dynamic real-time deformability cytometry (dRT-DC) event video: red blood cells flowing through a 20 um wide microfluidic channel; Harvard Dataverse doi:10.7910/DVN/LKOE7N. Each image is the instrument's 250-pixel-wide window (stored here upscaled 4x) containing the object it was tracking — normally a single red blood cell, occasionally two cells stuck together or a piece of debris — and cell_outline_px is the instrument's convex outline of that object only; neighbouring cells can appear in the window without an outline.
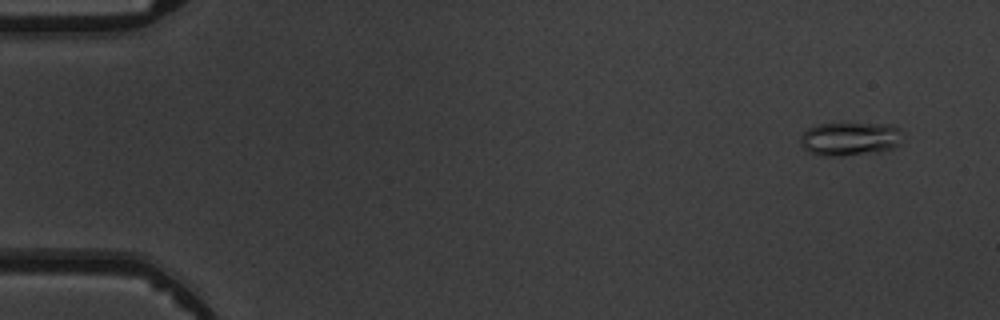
{"species": "common noctule bat (a hibernating species)", "species_latin": "Nyctalus noctula", "temperature_condition": "warm", "stored_images_in_passage": 6, "camera_frame_rate_fps": 3000, "um_per_image_px": 0.085, "animal": {"sex": "male", "body_mass_g": 19.5, "forearm_length_mm": 54.6}, "frame": {"image": 1, "passage_image": 1, "time_ms": 0.0, "image_size_px": [1000, 320], "cell_outline_px": [[900, 144], [892, 148], [880, 152], [840, 156], [820, 156], [808, 152], [800, 144], [800, 136], [808, 128], [820, 124], [892, 124], [900, 128]], "centroid_in_image_um": [72.23, 11.82], "position_along_channel_um": 12.8, "area_um2": 20.06}}
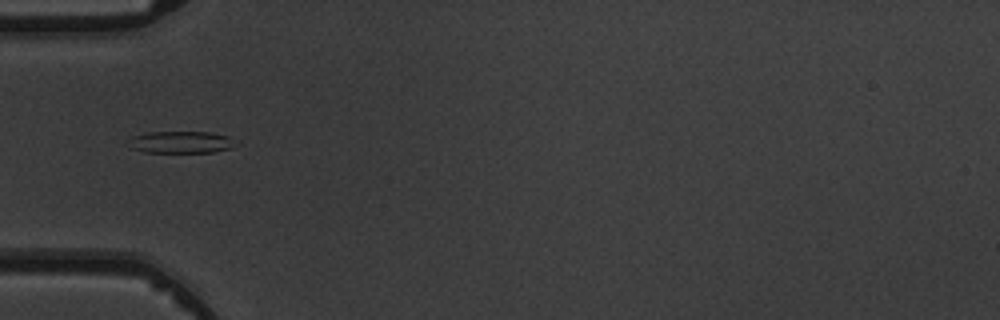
{"frame": {"image": 2, "passage_image": 5, "time_ms": 4.667, "image_size_px": [1000, 320], "cell_outline_px": [[240, 144], [232, 148], [212, 152], [144, 152], [132, 148], [124, 144], [132, 136], [148, 132], [208, 132], [228, 136]], "centroid_in_image_um": [15.37, 12.08], "position_along_channel_um": 69.6, "area_um2": 13.93}}
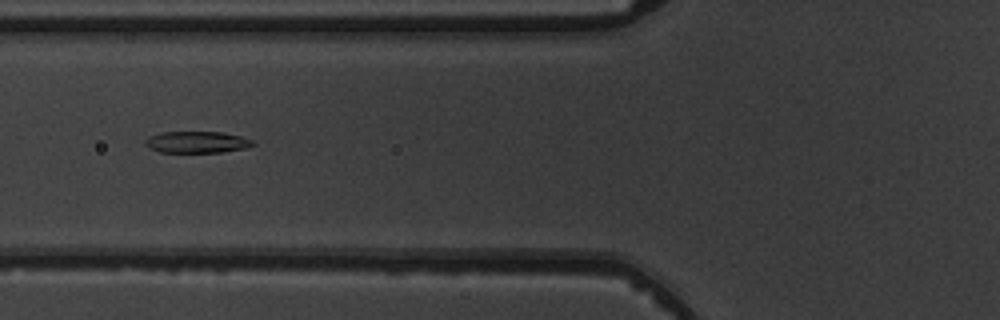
{"frame": {"image": 3, "passage_image": 6, "time_ms": 5.667, "image_size_px": [1000, 320], "cell_outline_px": [[256, 144], [244, 148], [220, 152], [160, 152], [148, 148], [144, 144], [144, 140], [148, 136], [160, 132], [224, 132], [256, 140]], "centroid_in_image_um": [16.72, 12.07], "position_along_channel_um": 109.1, "area_um2": 13.7}}